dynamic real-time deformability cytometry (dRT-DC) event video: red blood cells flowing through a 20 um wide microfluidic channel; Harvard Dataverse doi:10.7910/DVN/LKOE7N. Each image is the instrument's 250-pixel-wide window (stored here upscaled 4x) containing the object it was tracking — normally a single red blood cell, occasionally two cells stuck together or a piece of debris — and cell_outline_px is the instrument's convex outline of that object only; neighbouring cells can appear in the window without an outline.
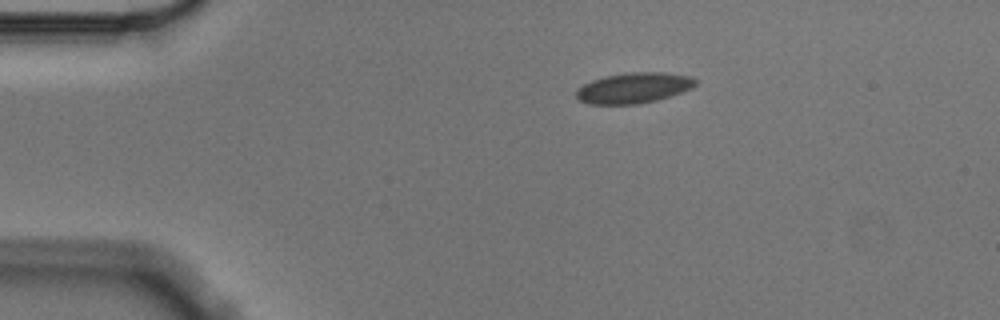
{"species": "Egyptian fruit bat (a non-hibernating species)", "species_latin": "Rousettus aegyptiacus", "temperature_condition": "cold", "stored_images_in_passage": 3, "camera_frame_rate_fps": 3000, "um_per_image_px": 0.085, "animal": {"sex": "male"}, "frame": {"image": 1, "passage_image": 1, "time_ms": 0.0, "image_size_px": [1000, 320], "cell_outline_px": [[700, 80], [692, 88], [656, 100], [640, 104], [588, 104], [580, 100], [576, 96], [576, 92], [584, 84], [592, 80], [604, 76], [628, 72], [664, 72], [692, 76]], "centroid_in_image_um": [53.9, 7.46], "position_along_channel_um": 31.1, "area_um2": 21.27}}
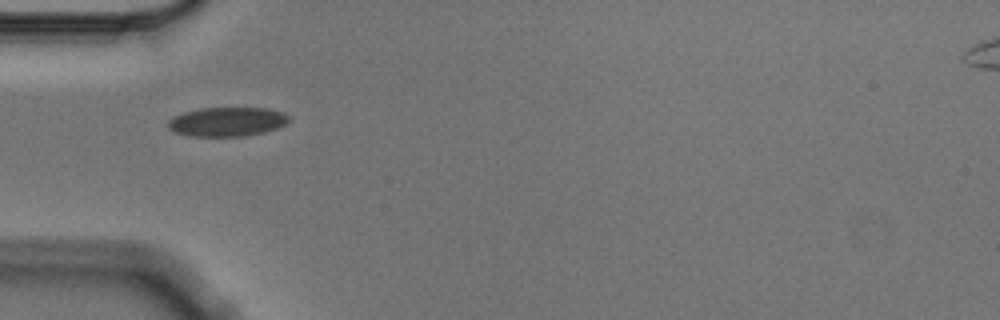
{"frame": {"image": 2, "passage_image": 3, "time_ms": 0.667, "image_size_px": [1000, 320], "cell_outline_px": [[292, 116], [284, 124], [276, 128], [264, 132], [244, 136], [188, 136], [176, 132], [168, 128], [168, 120], [172, 116], [184, 112], [200, 108], [268, 108], [284, 112]], "centroid_in_image_um": [19.3, 10.34], "position_along_channel_um": 65.7, "area_um2": 20.63}}